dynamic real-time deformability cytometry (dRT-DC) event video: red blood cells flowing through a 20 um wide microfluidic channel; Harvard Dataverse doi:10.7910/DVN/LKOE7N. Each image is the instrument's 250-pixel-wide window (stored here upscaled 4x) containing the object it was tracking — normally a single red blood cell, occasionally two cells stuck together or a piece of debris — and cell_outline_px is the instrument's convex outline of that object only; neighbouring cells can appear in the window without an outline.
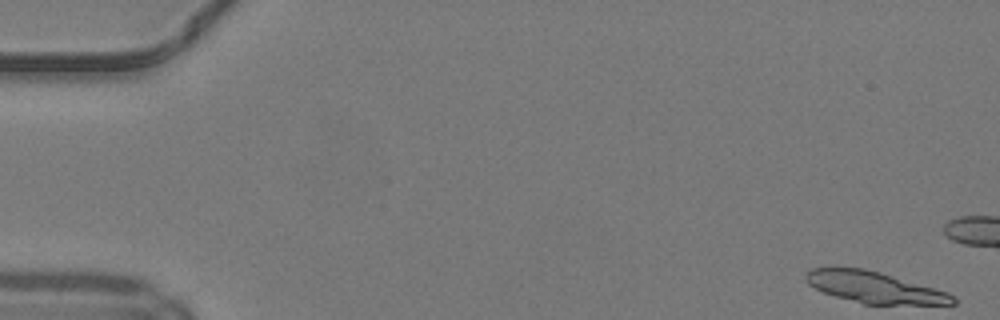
{"species": "common noctule bat (a hibernating species)", "species_latin": "Nyctalus noctula", "temperature_condition": "warm", "stored_images_in_passage": 18, "camera_frame_rate_fps": 3000, "um_per_image_px": 0.085, "animal": {"sex": "male", "body_mass_g": 19.2, "forearm_length_mm": 51.8}, "frame": {"image": 1, "passage_image": 1, "time_ms": 0.0, "image_size_px": [1000, 320], "cell_outline_px": [[956, 304], [864, 304], [836, 296], [824, 292], [808, 284], [808, 272], [812, 268], [864, 268], [880, 272], [948, 292], [956, 296]], "centroid_in_image_um": [74.4, 24.43], "position_along_channel_um": 10.6, "area_um2": 26.3}}